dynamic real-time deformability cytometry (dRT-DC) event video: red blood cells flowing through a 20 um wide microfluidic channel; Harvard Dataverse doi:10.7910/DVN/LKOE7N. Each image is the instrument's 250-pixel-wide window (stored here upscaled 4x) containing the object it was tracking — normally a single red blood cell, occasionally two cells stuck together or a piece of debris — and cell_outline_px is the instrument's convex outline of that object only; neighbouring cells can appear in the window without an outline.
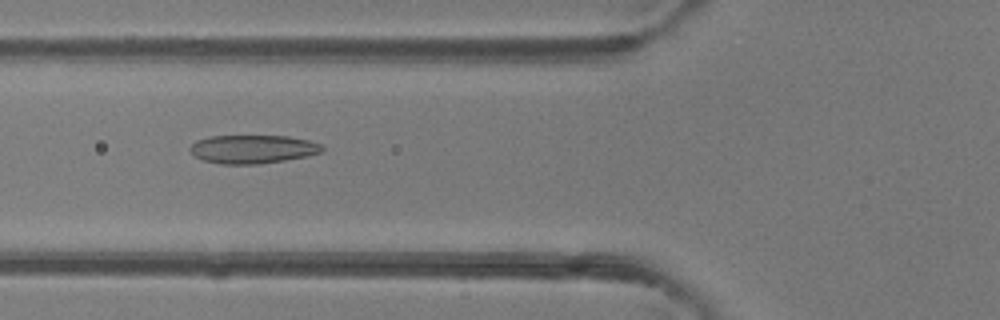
{"species": "common noctule bat (a hibernating species)", "species_latin": "Nyctalus noctula", "temperature_condition": "room temperature", "stored_images_in_passage": 6, "camera_frame_rate_fps": 3000, "um_per_image_px": 0.085, "animal": {"sex": "female"}, "frame": {"image": 1, "passage_image": 6, "time_ms": 1.667, "image_size_px": [1000, 320], "cell_outline_px": [[324, 152], [308, 156], [260, 164], [220, 164], [204, 160], [196, 156], [188, 148], [196, 140], [208, 136], [288, 136], [308, 140], [324, 144]], "centroid_in_image_um": [21.53, 12.67], "position_along_channel_um": 104.3, "area_um2": 22.08}}